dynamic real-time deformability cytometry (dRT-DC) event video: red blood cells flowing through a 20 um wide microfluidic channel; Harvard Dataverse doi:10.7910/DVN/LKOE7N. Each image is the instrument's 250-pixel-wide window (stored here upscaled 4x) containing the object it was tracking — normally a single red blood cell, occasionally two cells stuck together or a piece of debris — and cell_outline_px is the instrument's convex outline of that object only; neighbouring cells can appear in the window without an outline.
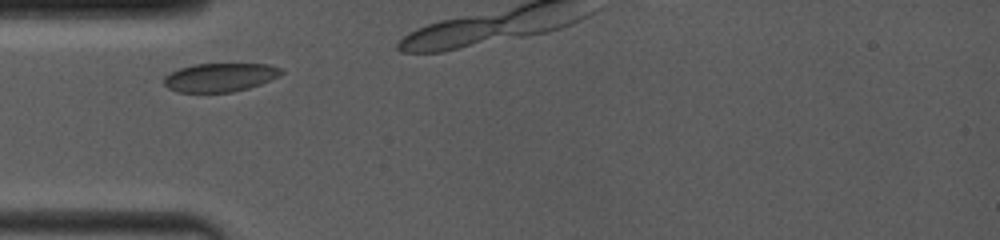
{"species": "common noctule bat (a hibernating species)", "species_latin": "Nyctalus noctula", "temperature_condition": "room temperature", "stored_images_in_passage": 4, "camera_frame_rate_fps": 4000, "um_per_image_px": 0.085, "animal": {"sex": "female", "body_mass_g": 19.0, "forearm_length_mm": 53.3}, "frame": {"image": 1, "passage_image": 2, "time_ms": 0.5, "image_size_px": [1000, 240], "cell_outline_px": [[284, 72], [280, 76], [260, 84], [248, 88], [232, 92], [180, 92], [168, 88], [164, 84], [164, 76], [180, 68], [192, 64], [268, 64], [280, 68]], "centroid_in_image_um": [18.71, 6.57], "position_along_channel_um": 66.3, "area_um2": 19.48}}